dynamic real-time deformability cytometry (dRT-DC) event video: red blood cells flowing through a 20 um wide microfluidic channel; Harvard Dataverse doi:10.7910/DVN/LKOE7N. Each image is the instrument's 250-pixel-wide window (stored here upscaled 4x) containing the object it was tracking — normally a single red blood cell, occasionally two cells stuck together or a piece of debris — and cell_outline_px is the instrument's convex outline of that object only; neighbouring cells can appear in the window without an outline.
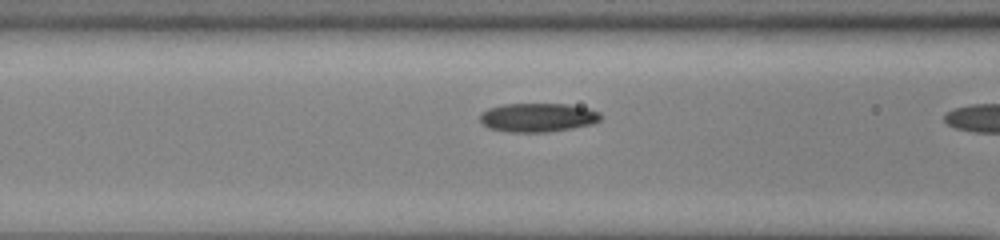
{"species": "common noctule bat (a hibernating species)", "species_latin": "Nyctalus noctula", "temperature_condition": "cold", "stored_images_in_passage": 22, "camera_frame_rate_fps": 3000, "um_per_image_px": 0.085, "animal": {"sex": "male", "body_mass_g": 13.0, "forearm_length_mm": 53.1}, "frame": {"image": 1, "passage_image": 21, "time_ms": 6.667, "image_size_px": [1000, 240], "cell_outline_px": [[600, 120], [592, 124], [572, 128], [548, 132], [508, 132], [488, 128], [480, 120], [480, 116], [488, 108], [504, 104], [568, 104], [588, 108], [600, 112]], "centroid_in_image_um": [45.72, 9.99], "position_along_channel_um": 120.9, "area_um2": 20.23}}